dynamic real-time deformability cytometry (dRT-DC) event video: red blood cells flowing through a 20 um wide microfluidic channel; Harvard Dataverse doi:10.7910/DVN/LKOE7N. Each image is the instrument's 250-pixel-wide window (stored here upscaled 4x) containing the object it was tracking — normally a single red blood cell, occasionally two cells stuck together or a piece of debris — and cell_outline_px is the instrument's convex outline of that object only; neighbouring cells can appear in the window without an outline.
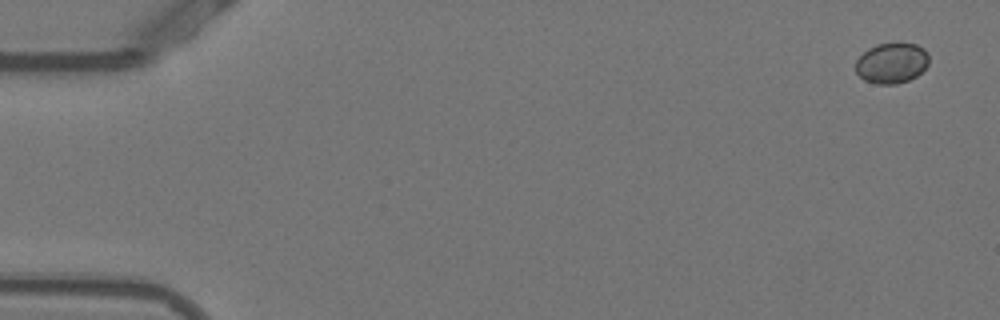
{"species": "Egyptian fruit bat (a non-hibernating species)", "species_latin": "Rousettus aegyptiacus", "temperature_condition": "warm", "stored_images_in_passage": 50, "camera_frame_rate_fps": 3000, "um_per_image_px": 0.085, "animal": {"sex": "female"}, "frame": {"image": 1, "passage_image": 1, "time_ms": 0.0, "image_size_px": [1000, 320], "cell_outline_px": [[928, 64], [916, 76], [908, 80], [896, 84], [876, 84], [864, 80], [856, 72], [856, 60], [868, 48], [876, 44], [896, 40], [916, 44], [924, 48], [928, 52]], "centroid_in_image_um": [75.8, 5.31], "position_along_channel_um": 9.2, "area_um2": 17.74}}
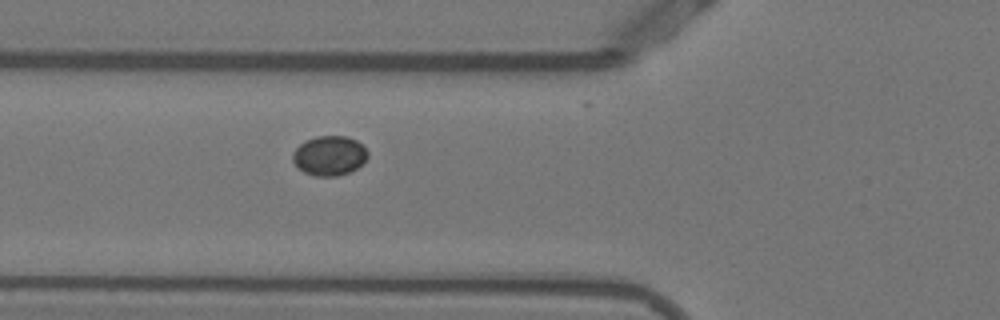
{"frame": {"image": 2, "passage_image": 19, "time_ms": 6.0, "image_size_px": [1000, 320], "cell_outline_px": [[368, 156], [356, 168], [348, 172], [336, 176], [316, 176], [304, 172], [292, 160], [292, 152], [304, 140], [316, 136], [348, 136], [356, 140], [368, 152]], "centroid_in_image_um": [27.97, 13.21], "position_along_channel_um": 97.8, "area_um2": 17.17}}
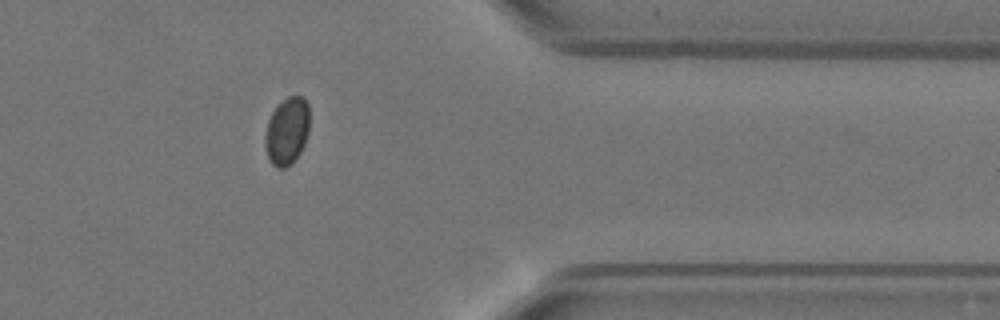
{"frame": {"image": 3, "passage_image": 43, "time_ms": 14.0, "image_size_px": [1000, 320], "cell_outline_px": [[308, 132], [304, 144], [300, 152], [284, 168], [276, 168], [272, 164], [268, 156], [264, 144], [264, 136], [268, 120], [276, 104], [288, 96], [304, 96], [308, 104]], "centroid_in_image_um": [24.37, 11.09], "position_along_channel_um": 387.0, "area_um2": 17.4}}